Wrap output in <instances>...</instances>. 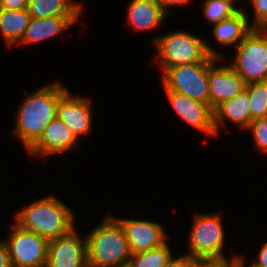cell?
Returning a JSON list of instances; mask_svg holds the SVG:
<instances>
[{
	"label": "cell",
	"mask_w": 267,
	"mask_h": 267,
	"mask_svg": "<svg viewBox=\"0 0 267 267\" xmlns=\"http://www.w3.org/2000/svg\"><path fill=\"white\" fill-rule=\"evenodd\" d=\"M68 91L59 82L47 84L28 94L18 109L15 135L28 150L43 134L47 125L57 117L59 99Z\"/></svg>",
	"instance_id": "obj_1"
},
{
	"label": "cell",
	"mask_w": 267,
	"mask_h": 267,
	"mask_svg": "<svg viewBox=\"0 0 267 267\" xmlns=\"http://www.w3.org/2000/svg\"><path fill=\"white\" fill-rule=\"evenodd\" d=\"M85 238L88 267H119L129 263L132 252L125 231L111 214Z\"/></svg>",
	"instance_id": "obj_2"
},
{
	"label": "cell",
	"mask_w": 267,
	"mask_h": 267,
	"mask_svg": "<svg viewBox=\"0 0 267 267\" xmlns=\"http://www.w3.org/2000/svg\"><path fill=\"white\" fill-rule=\"evenodd\" d=\"M15 224L36 233L48 241L68 234L74 229V214L55 196L33 201L15 214Z\"/></svg>",
	"instance_id": "obj_3"
},
{
	"label": "cell",
	"mask_w": 267,
	"mask_h": 267,
	"mask_svg": "<svg viewBox=\"0 0 267 267\" xmlns=\"http://www.w3.org/2000/svg\"><path fill=\"white\" fill-rule=\"evenodd\" d=\"M153 41L158 51V64L163 69V73L177 65L209 63L214 57L222 59L205 39H200L186 31L164 34Z\"/></svg>",
	"instance_id": "obj_4"
},
{
	"label": "cell",
	"mask_w": 267,
	"mask_h": 267,
	"mask_svg": "<svg viewBox=\"0 0 267 267\" xmlns=\"http://www.w3.org/2000/svg\"><path fill=\"white\" fill-rule=\"evenodd\" d=\"M219 213L196 214L189 236L187 255L197 260H228L224 256V227Z\"/></svg>",
	"instance_id": "obj_5"
},
{
	"label": "cell",
	"mask_w": 267,
	"mask_h": 267,
	"mask_svg": "<svg viewBox=\"0 0 267 267\" xmlns=\"http://www.w3.org/2000/svg\"><path fill=\"white\" fill-rule=\"evenodd\" d=\"M235 47L230 65L246 84L267 81V29H252Z\"/></svg>",
	"instance_id": "obj_6"
},
{
	"label": "cell",
	"mask_w": 267,
	"mask_h": 267,
	"mask_svg": "<svg viewBox=\"0 0 267 267\" xmlns=\"http://www.w3.org/2000/svg\"><path fill=\"white\" fill-rule=\"evenodd\" d=\"M162 76L165 91L178 92L209 104L208 63L177 65L168 68Z\"/></svg>",
	"instance_id": "obj_7"
},
{
	"label": "cell",
	"mask_w": 267,
	"mask_h": 267,
	"mask_svg": "<svg viewBox=\"0 0 267 267\" xmlns=\"http://www.w3.org/2000/svg\"><path fill=\"white\" fill-rule=\"evenodd\" d=\"M6 244L12 267H45L48 240L34 232L25 230L15 223Z\"/></svg>",
	"instance_id": "obj_8"
},
{
	"label": "cell",
	"mask_w": 267,
	"mask_h": 267,
	"mask_svg": "<svg viewBox=\"0 0 267 267\" xmlns=\"http://www.w3.org/2000/svg\"><path fill=\"white\" fill-rule=\"evenodd\" d=\"M74 228L68 234L48 241L45 267H88L86 238Z\"/></svg>",
	"instance_id": "obj_9"
},
{
	"label": "cell",
	"mask_w": 267,
	"mask_h": 267,
	"mask_svg": "<svg viewBox=\"0 0 267 267\" xmlns=\"http://www.w3.org/2000/svg\"><path fill=\"white\" fill-rule=\"evenodd\" d=\"M219 58L208 63L209 105L214 110L219 104L230 100L245 90V80L228 65H215Z\"/></svg>",
	"instance_id": "obj_10"
},
{
	"label": "cell",
	"mask_w": 267,
	"mask_h": 267,
	"mask_svg": "<svg viewBox=\"0 0 267 267\" xmlns=\"http://www.w3.org/2000/svg\"><path fill=\"white\" fill-rule=\"evenodd\" d=\"M165 93L175 112L185 122L206 133V135H216L214 111L209 104L194 100L178 92L165 91Z\"/></svg>",
	"instance_id": "obj_11"
},
{
	"label": "cell",
	"mask_w": 267,
	"mask_h": 267,
	"mask_svg": "<svg viewBox=\"0 0 267 267\" xmlns=\"http://www.w3.org/2000/svg\"><path fill=\"white\" fill-rule=\"evenodd\" d=\"M123 227L132 254L158 248L167 241L163 226L140 219H116Z\"/></svg>",
	"instance_id": "obj_12"
},
{
	"label": "cell",
	"mask_w": 267,
	"mask_h": 267,
	"mask_svg": "<svg viewBox=\"0 0 267 267\" xmlns=\"http://www.w3.org/2000/svg\"><path fill=\"white\" fill-rule=\"evenodd\" d=\"M78 139L58 117L45 128L40 138L27 150L32 155H57L78 148Z\"/></svg>",
	"instance_id": "obj_13"
},
{
	"label": "cell",
	"mask_w": 267,
	"mask_h": 267,
	"mask_svg": "<svg viewBox=\"0 0 267 267\" xmlns=\"http://www.w3.org/2000/svg\"><path fill=\"white\" fill-rule=\"evenodd\" d=\"M90 102L87 97H73L69 90L58 101L57 117L65 122L78 139L92 129L93 111Z\"/></svg>",
	"instance_id": "obj_14"
},
{
	"label": "cell",
	"mask_w": 267,
	"mask_h": 267,
	"mask_svg": "<svg viewBox=\"0 0 267 267\" xmlns=\"http://www.w3.org/2000/svg\"><path fill=\"white\" fill-rule=\"evenodd\" d=\"M249 105V96L245 90L234 98L219 104L213 110L216 136L220 131V126H225L227 120L246 130L251 123Z\"/></svg>",
	"instance_id": "obj_15"
},
{
	"label": "cell",
	"mask_w": 267,
	"mask_h": 267,
	"mask_svg": "<svg viewBox=\"0 0 267 267\" xmlns=\"http://www.w3.org/2000/svg\"><path fill=\"white\" fill-rule=\"evenodd\" d=\"M128 6V24L136 31L156 29L169 17L157 0H130Z\"/></svg>",
	"instance_id": "obj_16"
},
{
	"label": "cell",
	"mask_w": 267,
	"mask_h": 267,
	"mask_svg": "<svg viewBox=\"0 0 267 267\" xmlns=\"http://www.w3.org/2000/svg\"><path fill=\"white\" fill-rule=\"evenodd\" d=\"M79 16H54L41 19L31 18L25 34L19 44H32L43 41L49 37L57 36L64 30L69 29Z\"/></svg>",
	"instance_id": "obj_17"
},
{
	"label": "cell",
	"mask_w": 267,
	"mask_h": 267,
	"mask_svg": "<svg viewBox=\"0 0 267 267\" xmlns=\"http://www.w3.org/2000/svg\"><path fill=\"white\" fill-rule=\"evenodd\" d=\"M249 16L243 8L234 16L214 24L213 34L221 45L240 44L244 37L252 30Z\"/></svg>",
	"instance_id": "obj_18"
},
{
	"label": "cell",
	"mask_w": 267,
	"mask_h": 267,
	"mask_svg": "<svg viewBox=\"0 0 267 267\" xmlns=\"http://www.w3.org/2000/svg\"><path fill=\"white\" fill-rule=\"evenodd\" d=\"M30 20L31 16L27 9H0V32L8 46L21 42Z\"/></svg>",
	"instance_id": "obj_19"
},
{
	"label": "cell",
	"mask_w": 267,
	"mask_h": 267,
	"mask_svg": "<svg viewBox=\"0 0 267 267\" xmlns=\"http://www.w3.org/2000/svg\"><path fill=\"white\" fill-rule=\"evenodd\" d=\"M27 11L31 18L81 16L82 6L73 0H29Z\"/></svg>",
	"instance_id": "obj_20"
},
{
	"label": "cell",
	"mask_w": 267,
	"mask_h": 267,
	"mask_svg": "<svg viewBox=\"0 0 267 267\" xmlns=\"http://www.w3.org/2000/svg\"><path fill=\"white\" fill-rule=\"evenodd\" d=\"M172 257L173 253L166 242L158 248L132 254L128 264L130 267H164Z\"/></svg>",
	"instance_id": "obj_21"
},
{
	"label": "cell",
	"mask_w": 267,
	"mask_h": 267,
	"mask_svg": "<svg viewBox=\"0 0 267 267\" xmlns=\"http://www.w3.org/2000/svg\"><path fill=\"white\" fill-rule=\"evenodd\" d=\"M236 1L238 0H205L202 5L204 17L212 24L228 19L242 9L235 6Z\"/></svg>",
	"instance_id": "obj_22"
},
{
	"label": "cell",
	"mask_w": 267,
	"mask_h": 267,
	"mask_svg": "<svg viewBox=\"0 0 267 267\" xmlns=\"http://www.w3.org/2000/svg\"><path fill=\"white\" fill-rule=\"evenodd\" d=\"M245 91L249 96L251 121L267 117V81L246 84Z\"/></svg>",
	"instance_id": "obj_23"
},
{
	"label": "cell",
	"mask_w": 267,
	"mask_h": 267,
	"mask_svg": "<svg viewBox=\"0 0 267 267\" xmlns=\"http://www.w3.org/2000/svg\"><path fill=\"white\" fill-rule=\"evenodd\" d=\"M246 130L252 131L257 149L267 153V117L252 120Z\"/></svg>",
	"instance_id": "obj_24"
},
{
	"label": "cell",
	"mask_w": 267,
	"mask_h": 267,
	"mask_svg": "<svg viewBox=\"0 0 267 267\" xmlns=\"http://www.w3.org/2000/svg\"><path fill=\"white\" fill-rule=\"evenodd\" d=\"M254 7L253 24L250 23L252 29H267V0H249Z\"/></svg>",
	"instance_id": "obj_25"
},
{
	"label": "cell",
	"mask_w": 267,
	"mask_h": 267,
	"mask_svg": "<svg viewBox=\"0 0 267 267\" xmlns=\"http://www.w3.org/2000/svg\"><path fill=\"white\" fill-rule=\"evenodd\" d=\"M197 259L190 257L187 254L181 255L180 257H172L164 267H194Z\"/></svg>",
	"instance_id": "obj_26"
},
{
	"label": "cell",
	"mask_w": 267,
	"mask_h": 267,
	"mask_svg": "<svg viewBox=\"0 0 267 267\" xmlns=\"http://www.w3.org/2000/svg\"><path fill=\"white\" fill-rule=\"evenodd\" d=\"M29 0H0V9L23 10L27 9Z\"/></svg>",
	"instance_id": "obj_27"
},
{
	"label": "cell",
	"mask_w": 267,
	"mask_h": 267,
	"mask_svg": "<svg viewBox=\"0 0 267 267\" xmlns=\"http://www.w3.org/2000/svg\"><path fill=\"white\" fill-rule=\"evenodd\" d=\"M236 257L232 256L230 260H198L194 267H227Z\"/></svg>",
	"instance_id": "obj_28"
},
{
	"label": "cell",
	"mask_w": 267,
	"mask_h": 267,
	"mask_svg": "<svg viewBox=\"0 0 267 267\" xmlns=\"http://www.w3.org/2000/svg\"><path fill=\"white\" fill-rule=\"evenodd\" d=\"M0 267H12L9 250L5 241H0Z\"/></svg>",
	"instance_id": "obj_29"
},
{
	"label": "cell",
	"mask_w": 267,
	"mask_h": 267,
	"mask_svg": "<svg viewBox=\"0 0 267 267\" xmlns=\"http://www.w3.org/2000/svg\"><path fill=\"white\" fill-rule=\"evenodd\" d=\"M157 2L161 5L163 11L167 14V15H171V11L166 10L167 7H171V6H180V5H186L187 3H190L191 0H157Z\"/></svg>",
	"instance_id": "obj_30"
},
{
	"label": "cell",
	"mask_w": 267,
	"mask_h": 267,
	"mask_svg": "<svg viewBox=\"0 0 267 267\" xmlns=\"http://www.w3.org/2000/svg\"><path fill=\"white\" fill-rule=\"evenodd\" d=\"M259 251V254L256 256L257 260L255 259L253 263L258 266L267 267V241L262 245Z\"/></svg>",
	"instance_id": "obj_31"
},
{
	"label": "cell",
	"mask_w": 267,
	"mask_h": 267,
	"mask_svg": "<svg viewBox=\"0 0 267 267\" xmlns=\"http://www.w3.org/2000/svg\"><path fill=\"white\" fill-rule=\"evenodd\" d=\"M235 260L237 261L239 267H244L245 262L243 261V258L241 256L237 255ZM250 267H262V266H258V265H255L254 263H252Z\"/></svg>",
	"instance_id": "obj_32"
},
{
	"label": "cell",
	"mask_w": 267,
	"mask_h": 267,
	"mask_svg": "<svg viewBox=\"0 0 267 267\" xmlns=\"http://www.w3.org/2000/svg\"><path fill=\"white\" fill-rule=\"evenodd\" d=\"M227 267H239L236 260L232 261Z\"/></svg>",
	"instance_id": "obj_33"
},
{
	"label": "cell",
	"mask_w": 267,
	"mask_h": 267,
	"mask_svg": "<svg viewBox=\"0 0 267 267\" xmlns=\"http://www.w3.org/2000/svg\"><path fill=\"white\" fill-rule=\"evenodd\" d=\"M119 267H130V265H129V264H127V265H124V266H119Z\"/></svg>",
	"instance_id": "obj_34"
}]
</instances>
